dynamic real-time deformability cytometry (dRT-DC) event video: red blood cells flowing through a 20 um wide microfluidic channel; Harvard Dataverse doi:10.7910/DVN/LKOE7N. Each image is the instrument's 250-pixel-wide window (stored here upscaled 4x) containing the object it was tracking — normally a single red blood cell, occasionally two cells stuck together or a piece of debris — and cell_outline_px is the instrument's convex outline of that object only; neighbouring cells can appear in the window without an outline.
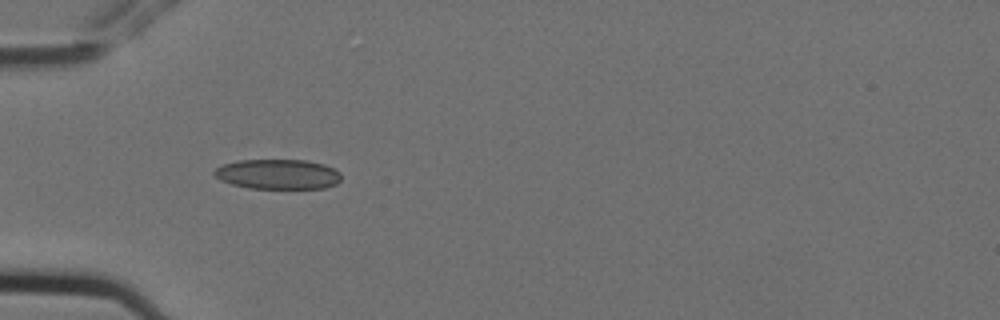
{"species": "Egyptian fruit bat (a non-hibernating species)", "species_latin": "Rousettus aegyptiacus", "temperature_condition": "cold", "stored_images_in_passage": 2, "camera_frame_rate_fps": 3000, "um_per_image_px": 0.085, "animal": {"sex": "female"}, "frame": {"image": 1, "passage_image": 1, "time_ms": 0.0, "image_size_px": [1000, 320], "cell_outline_px": [[340, 180], [336, 184], [324, 188], [248, 188], [232, 184], [220, 180], [212, 172], [216, 168], [224, 164], [236, 160], [308, 160], [324, 164], [340, 172]], "centroid_in_image_um": [23.61, 14.8], "position_along_channel_um": 61.4, "area_um2": 22.14}}
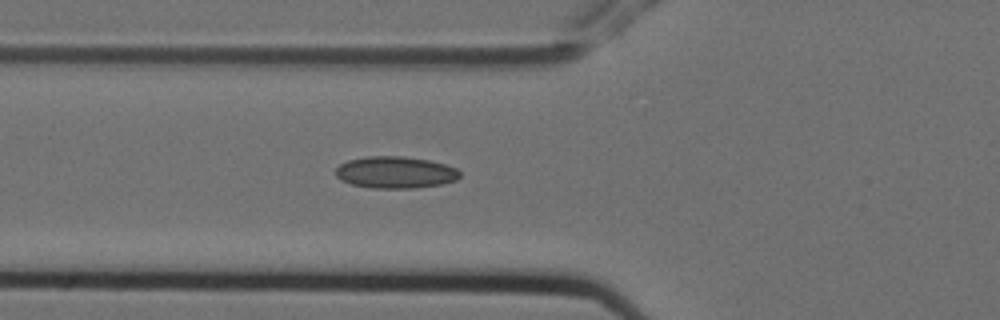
{"frame": {"image": 2, "passage_image": 2, "time_ms": 0.333, "image_size_px": [1000, 320], "cell_outline_px": [[460, 176], [456, 180], [440, 184], [416, 188], [372, 188], [352, 184], [340, 180], [336, 176], [336, 168], [340, 164], [348, 160], [368, 156], [400, 156], [428, 160], [444, 164], [456, 168], [460, 172]], "centroid_in_image_um": [33.59, 14.65], "position_along_channel_um": 92.2, "area_um2": 22.95}}